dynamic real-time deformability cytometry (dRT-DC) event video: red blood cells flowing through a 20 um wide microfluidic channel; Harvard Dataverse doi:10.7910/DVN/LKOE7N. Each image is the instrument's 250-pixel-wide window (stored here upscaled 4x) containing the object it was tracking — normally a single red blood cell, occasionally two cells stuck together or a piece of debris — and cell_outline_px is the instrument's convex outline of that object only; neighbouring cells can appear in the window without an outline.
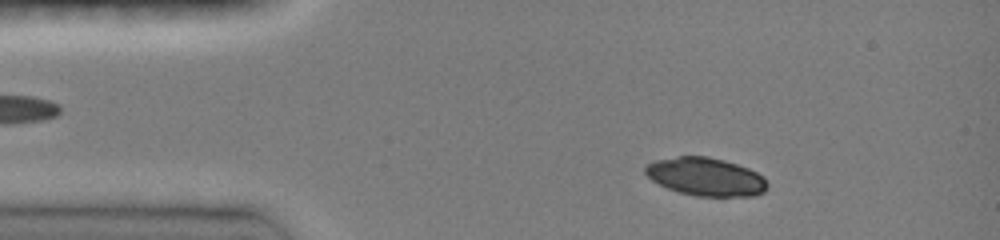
{"species": "common noctule bat (a hibernating species)", "species_latin": "Nyctalus noctula", "temperature_condition": "room temperature", "stored_images_in_passage": 5, "camera_frame_rate_fps": 3000, "um_per_image_px": 0.085, "animal": {"sex": "female", "body_mass_g": 19.0, "forearm_length_mm": 51.5}, "frame": {"image": 1, "passage_image": 2, "time_ms": 0.667, "image_size_px": [1000, 240], "cell_outline_px": [[768, 184], [764, 192], [756, 196], [696, 196], [680, 192], [668, 188], [652, 180], [644, 172], [644, 168], [648, 164], [656, 160], [680, 156], [708, 156], [724, 160], [748, 168], [764, 176]], "centroid_in_image_um": [60.02, 15.02], "position_along_channel_um": 25.0, "area_um2": 27.05}}
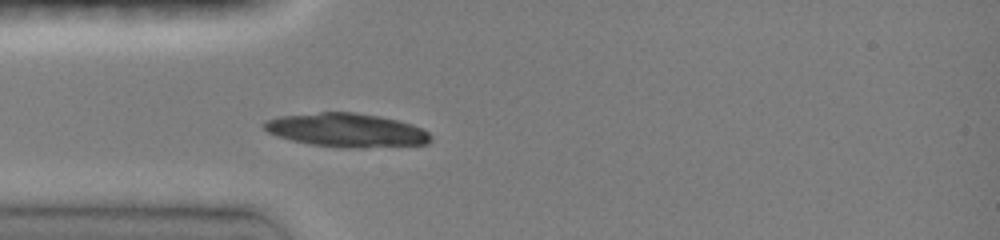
{"frame": {"image": 2, "passage_image": 5, "time_ms": 2.667, "image_size_px": [1000, 240], "cell_outline_px": [[432, 140], [428, 144], [364, 148], [340, 148], [308, 144], [276, 136], [268, 132], [260, 124], [264, 120], [280, 116], [320, 112], [356, 112], [380, 116], [412, 124], [428, 132], [432, 136]], "centroid_in_image_um": [29.44, 11.07], "position_along_channel_um": 55.6, "area_um2": 33.12}}